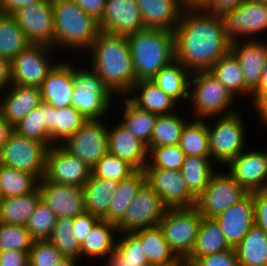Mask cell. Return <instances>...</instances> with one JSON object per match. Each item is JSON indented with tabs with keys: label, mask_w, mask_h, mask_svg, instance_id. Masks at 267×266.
Returning a JSON list of instances; mask_svg holds the SVG:
<instances>
[{
	"label": "cell",
	"mask_w": 267,
	"mask_h": 266,
	"mask_svg": "<svg viewBox=\"0 0 267 266\" xmlns=\"http://www.w3.org/2000/svg\"><path fill=\"white\" fill-rule=\"evenodd\" d=\"M220 14L189 3L174 30L175 59L191 73L209 71L230 51Z\"/></svg>",
	"instance_id": "1"
},
{
	"label": "cell",
	"mask_w": 267,
	"mask_h": 266,
	"mask_svg": "<svg viewBox=\"0 0 267 266\" xmlns=\"http://www.w3.org/2000/svg\"><path fill=\"white\" fill-rule=\"evenodd\" d=\"M91 68L113 94L127 97L137 82L127 36L100 32L89 49Z\"/></svg>",
	"instance_id": "2"
},
{
	"label": "cell",
	"mask_w": 267,
	"mask_h": 266,
	"mask_svg": "<svg viewBox=\"0 0 267 266\" xmlns=\"http://www.w3.org/2000/svg\"><path fill=\"white\" fill-rule=\"evenodd\" d=\"M136 80H151L175 59L174 31L144 28L128 35Z\"/></svg>",
	"instance_id": "3"
},
{
	"label": "cell",
	"mask_w": 267,
	"mask_h": 266,
	"mask_svg": "<svg viewBox=\"0 0 267 266\" xmlns=\"http://www.w3.org/2000/svg\"><path fill=\"white\" fill-rule=\"evenodd\" d=\"M51 2L54 14V51L64 47L68 50L72 48L89 51L101 32L99 22L84 12L73 0Z\"/></svg>",
	"instance_id": "4"
},
{
	"label": "cell",
	"mask_w": 267,
	"mask_h": 266,
	"mask_svg": "<svg viewBox=\"0 0 267 266\" xmlns=\"http://www.w3.org/2000/svg\"><path fill=\"white\" fill-rule=\"evenodd\" d=\"M191 78L192 89L189 90L188 100L192 101L196 119L227 116L237 112L230 107L235 97L209 71L194 72Z\"/></svg>",
	"instance_id": "5"
},
{
	"label": "cell",
	"mask_w": 267,
	"mask_h": 266,
	"mask_svg": "<svg viewBox=\"0 0 267 266\" xmlns=\"http://www.w3.org/2000/svg\"><path fill=\"white\" fill-rule=\"evenodd\" d=\"M73 77L71 106L87 120H100L108 114L114 94L104 85L97 73L92 68L87 70L73 66Z\"/></svg>",
	"instance_id": "6"
},
{
	"label": "cell",
	"mask_w": 267,
	"mask_h": 266,
	"mask_svg": "<svg viewBox=\"0 0 267 266\" xmlns=\"http://www.w3.org/2000/svg\"><path fill=\"white\" fill-rule=\"evenodd\" d=\"M202 216L195 206L167 209L159 227L170 249L183 262L192 252Z\"/></svg>",
	"instance_id": "7"
},
{
	"label": "cell",
	"mask_w": 267,
	"mask_h": 266,
	"mask_svg": "<svg viewBox=\"0 0 267 266\" xmlns=\"http://www.w3.org/2000/svg\"><path fill=\"white\" fill-rule=\"evenodd\" d=\"M240 115L239 112H235L219 116L213 126L207 123L212 162L216 160V163L227 165L245 150V125Z\"/></svg>",
	"instance_id": "8"
},
{
	"label": "cell",
	"mask_w": 267,
	"mask_h": 266,
	"mask_svg": "<svg viewBox=\"0 0 267 266\" xmlns=\"http://www.w3.org/2000/svg\"><path fill=\"white\" fill-rule=\"evenodd\" d=\"M47 150L43 143L13 131L0 150V164L33 174L40 180L45 174Z\"/></svg>",
	"instance_id": "9"
},
{
	"label": "cell",
	"mask_w": 267,
	"mask_h": 266,
	"mask_svg": "<svg viewBox=\"0 0 267 266\" xmlns=\"http://www.w3.org/2000/svg\"><path fill=\"white\" fill-rule=\"evenodd\" d=\"M52 50L53 48L48 45L33 43L22 49L10 61L11 84L40 87L57 64H52V60L49 59Z\"/></svg>",
	"instance_id": "10"
},
{
	"label": "cell",
	"mask_w": 267,
	"mask_h": 266,
	"mask_svg": "<svg viewBox=\"0 0 267 266\" xmlns=\"http://www.w3.org/2000/svg\"><path fill=\"white\" fill-rule=\"evenodd\" d=\"M167 209L161 197L144 183L128 206L123 219L116 225L118 233H134L159 226Z\"/></svg>",
	"instance_id": "11"
},
{
	"label": "cell",
	"mask_w": 267,
	"mask_h": 266,
	"mask_svg": "<svg viewBox=\"0 0 267 266\" xmlns=\"http://www.w3.org/2000/svg\"><path fill=\"white\" fill-rule=\"evenodd\" d=\"M247 194L248 192L229 173L221 174L217 171L197 197L195 207L202 217L215 218Z\"/></svg>",
	"instance_id": "12"
},
{
	"label": "cell",
	"mask_w": 267,
	"mask_h": 266,
	"mask_svg": "<svg viewBox=\"0 0 267 266\" xmlns=\"http://www.w3.org/2000/svg\"><path fill=\"white\" fill-rule=\"evenodd\" d=\"M220 16L224 33L231 42L242 40V36L243 40H253V35L267 29V4L260 0H245L235 9L224 11Z\"/></svg>",
	"instance_id": "13"
},
{
	"label": "cell",
	"mask_w": 267,
	"mask_h": 266,
	"mask_svg": "<svg viewBox=\"0 0 267 266\" xmlns=\"http://www.w3.org/2000/svg\"><path fill=\"white\" fill-rule=\"evenodd\" d=\"M60 145L92 169L108 152V127L102 120H87L74 135Z\"/></svg>",
	"instance_id": "14"
},
{
	"label": "cell",
	"mask_w": 267,
	"mask_h": 266,
	"mask_svg": "<svg viewBox=\"0 0 267 266\" xmlns=\"http://www.w3.org/2000/svg\"><path fill=\"white\" fill-rule=\"evenodd\" d=\"M145 183L162 199L168 208H187L196 205V197L189 191L181 170L143 168Z\"/></svg>",
	"instance_id": "15"
},
{
	"label": "cell",
	"mask_w": 267,
	"mask_h": 266,
	"mask_svg": "<svg viewBox=\"0 0 267 266\" xmlns=\"http://www.w3.org/2000/svg\"><path fill=\"white\" fill-rule=\"evenodd\" d=\"M91 176V169L79 157L61 145L51 146L46 152L44 178L56 184L81 187Z\"/></svg>",
	"instance_id": "16"
},
{
	"label": "cell",
	"mask_w": 267,
	"mask_h": 266,
	"mask_svg": "<svg viewBox=\"0 0 267 266\" xmlns=\"http://www.w3.org/2000/svg\"><path fill=\"white\" fill-rule=\"evenodd\" d=\"M11 16L30 43L54 48V14L51 0H40L31 6L22 7Z\"/></svg>",
	"instance_id": "17"
},
{
	"label": "cell",
	"mask_w": 267,
	"mask_h": 266,
	"mask_svg": "<svg viewBox=\"0 0 267 266\" xmlns=\"http://www.w3.org/2000/svg\"><path fill=\"white\" fill-rule=\"evenodd\" d=\"M102 32L128 36L144 29L135 0H106L102 18L98 21Z\"/></svg>",
	"instance_id": "18"
},
{
	"label": "cell",
	"mask_w": 267,
	"mask_h": 266,
	"mask_svg": "<svg viewBox=\"0 0 267 266\" xmlns=\"http://www.w3.org/2000/svg\"><path fill=\"white\" fill-rule=\"evenodd\" d=\"M38 188L41 201L55 213L57 218H75L86 212L81 187L56 184L43 177L39 180Z\"/></svg>",
	"instance_id": "19"
},
{
	"label": "cell",
	"mask_w": 267,
	"mask_h": 266,
	"mask_svg": "<svg viewBox=\"0 0 267 266\" xmlns=\"http://www.w3.org/2000/svg\"><path fill=\"white\" fill-rule=\"evenodd\" d=\"M227 165L228 173L248 193L267 188V150L242 151Z\"/></svg>",
	"instance_id": "20"
},
{
	"label": "cell",
	"mask_w": 267,
	"mask_h": 266,
	"mask_svg": "<svg viewBox=\"0 0 267 266\" xmlns=\"http://www.w3.org/2000/svg\"><path fill=\"white\" fill-rule=\"evenodd\" d=\"M266 43L258 38L231 42L230 51L240 64L245 85L252 92L259 86L263 69L267 63Z\"/></svg>",
	"instance_id": "21"
},
{
	"label": "cell",
	"mask_w": 267,
	"mask_h": 266,
	"mask_svg": "<svg viewBox=\"0 0 267 266\" xmlns=\"http://www.w3.org/2000/svg\"><path fill=\"white\" fill-rule=\"evenodd\" d=\"M228 244L235 248L255 225L254 200L248 193L242 200L215 217Z\"/></svg>",
	"instance_id": "22"
},
{
	"label": "cell",
	"mask_w": 267,
	"mask_h": 266,
	"mask_svg": "<svg viewBox=\"0 0 267 266\" xmlns=\"http://www.w3.org/2000/svg\"><path fill=\"white\" fill-rule=\"evenodd\" d=\"M62 62L58 61L39 87L42 102L56 109L71 106L74 91V63Z\"/></svg>",
	"instance_id": "23"
},
{
	"label": "cell",
	"mask_w": 267,
	"mask_h": 266,
	"mask_svg": "<svg viewBox=\"0 0 267 266\" xmlns=\"http://www.w3.org/2000/svg\"><path fill=\"white\" fill-rule=\"evenodd\" d=\"M144 28L174 31L189 2L187 0H135Z\"/></svg>",
	"instance_id": "24"
},
{
	"label": "cell",
	"mask_w": 267,
	"mask_h": 266,
	"mask_svg": "<svg viewBox=\"0 0 267 266\" xmlns=\"http://www.w3.org/2000/svg\"><path fill=\"white\" fill-rule=\"evenodd\" d=\"M11 87V88H10ZM0 99V111L6 121L14 127L34 108L42 103L39 87L11 84Z\"/></svg>",
	"instance_id": "25"
},
{
	"label": "cell",
	"mask_w": 267,
	"mask_h": 266,
	"mask_svg": "<svg viewBox=\"0 0 267 266\" xmlns=\"http://www.w3.org/2000/svg\"><path fill=\"white\" fill-rule=\"evenodd\" d=\"M112 128L108 129V152L127 161L136 170H143L149 159L147 145L120 123Z\"/></svg>",
	"instance_id": "26"
},
{
	"label": "cell",
	"mask_w": 267,
	"mask_h": 266,
	"mask_svg": "<svg viewBox=\"0 0 267 266\" xmlns=\"http://www.w3.org/2000/svg\"><path fill=\"white\" fill-rule=\"evenodd\" d=\"M127 95L133 105L157 115L169 114L172 109H177L178 103L151 80H138Z\"/></svg>",
	"instance_id": "27"
},
{
	"label": "cell",
	"mask_w": 267,
	"mask_h": 266,
	"mask_svg": "<svg viewBox=\"0 0 267 266\" xmlns=\"http://www.w3.org/2000/svg\"><path fill=\"white\" fill-rule=\"evenodd\" d=\"M46 117L47 130L51 135V146L60 145L69 136L74 135L87 121L72 106L56 109L47 104Z\"/></svg>",
	"instance_id": "28"
},
{
	"label": "cell",
	"mask_w": 267,
	"mask_h": 266,
	"mask_svg": "<svg viewBox=\"0 0 267 266\" xmlns=\"http://www.w3.org/2000/svg\"><path fill=\"white\" fill-rule=\"evenodd\" d=\"M192 73L178 60L174 59L164 66L151 81L177 103L189 99Z\"/></svg>",
	"instance_id": "29"
},
{
	"label": "cell",
	"mask_w": 267,
	"mask_h": 266,
	"mask_svg": "<svg viewBox=\"0 0 267 266\" xmlns=\"http://www.w3.org/2000/svg\"><path fill=\"white\" fill-rule=\"evenodd\" d=\"M117 187V181L96 178L91 175L82 186L85 211L103 219L108 212L112 195L116 192Z\"/></svg>",
	"instance_id": "30"
},
{
	"label": "cell",
	"mask_w": 267,
	"mask_h": 266,
	"mask_svg": "<svg viewBox=\"0 0 267 266\" xmlns=\"http://www.w3.org/2000/svg\"><path fill=\"white\" fill-rule=\"evenodd\" d=\"M117 232L118 228L115 224L100 219L80 246V257L105 258L108 256V260L116 248Z\"/></svg>",
	"instance_id": "31"
},
{
	"label": "cell",
	"mask_w": 267,
	"mask_h": 266,
	"mask_svg": "<svg viewBox=\"0 0 267 266\" xmlns=\"http://www.w3.org/2000/svg\"><path fill=\"white\" fill-rule=\"evenodd\" d=\"M233 249L227 242L215 218L202 217L195 245L187 258H201Z\"/></svg>",
	"instance_id": "32"
},
{
	"label": "cell",
	"mask_w": 267,
	"mask_h": 266,
	"mask_svg": "<svg viewBox=\"0 0 267 266\" xmlns=\"http://www.w3.org/2000/svg\"><path fill=\"white\" fill-rule=\"evenodd\" d=\"M40 201L39 188L27 195L3 198L0 201V222L26 226Z\"/></svg>",
	"instance_id": "33"
},
{
	"label": "cell",
	"mask_w": 267,
	"mask_h": 266,
	"mask_svg": "<svg viewBox=\"0 0 267 266\" xmlns=\"http://www.w3.org/2000/svg\"><path fill=\"white\" fill-rule=\"evenodd\" d=\"M209 72L235 97L251 95L253 92L245 85L240 64L234 54L229 51L222 56Z\"/></svg>",
	"instance_id": "34"
},
{
	"label": "cell",
	"mask_w": 267,
	"mask_h": 266,
	"mask_svg": "<svg viewBox=\"0 0 267 266\" xmlns=\"http://www.w3.org/2000/svg\"><path fill=\"white\" fill-rule=\"evenodd\" d=\"M134 234L144 243L149 264L183 265V262L170 249L159 226L145 228Z\"/></svg>",
	"instance_id": "35"
},
{
	"label": "cell",
	"mask_w": 267,
	"mask_h": 266,
	"mask_svg": "<svg viewBox=\"0 0 267 266\" xmlns=\"http://www.w3.org/2000/svg\"><path fill=\"white\" fill-rule=\"evenodd\" d=\"M234 250L239 266H267V234L256 224Z\"/></svg>",
	"instance_id": "36"
},
{
	"label": "cell",
	"mask_w": 267,
	"mask_h": 266,
	"mask_svg": "<svg viewBox=\"0 0 267 266\" xmlns=\"http://www.w3.org/2000/svg\"><path fill=\"white\" fill-rule=\"evenodd\" d=\"M144 183L145 174L143 170H137L129 178L118 182L117 190L112 195V202L103 220L117 225L123 219L128 206Z\"/></svg>",
	"instance_id": "37"
},
{
	"label": "cell",
	"mask_w": 267,
	"mask_h": 266,
	"mask_svg": "<svg viewBox=\"0 0 267 266\" xmlns=\"http://www.w3.org/2000/svg\"><path fill=\"white\" fill-rule=\"evenodd\" d=\"M120 234L121 238L116 240V248L110 254L107 265L146 266L149 264L144 250V243L134 233Z\"/></svg>",
	"instance_id": "38"
},
{
	"label": "cell",
	"mask_w": 267,
	"mask_h": 266,
	"mask_svg": "<svg viewBox=\"0 0 267 266\" xmlns=\"http://www.w3.org/2000/svg\"><path fill=\"white\" fill-rule=\"evenodd\" d=\"M207 121L195 118L184 125L179 146L186 156L210 157Z\"/></svg>",
	"instance_id": "39"
},
{
	"label": "cell",
	"mask_w": 267,
	"mask_h": 266,
	"mask_svg": "<svg viewBox=\"0 0 267 266\" xmlns=\"http://www.w3.org/2000/svg\"><path fill=\"white\" fill-rule=\"evenodd\" d=\"M211 157L185 156L181 168L189 191L197 198L215 173Z\"/></svg>",
	"instance_id": "40"
},
{
	"label": "cell",
	"mask_w": 267,
	"mask_h": 266,
	"mask_svg": "<svg viewBox=\"0 0 267 266\" xmlns=\"http://www.w3.org/2000/svg\"><path fill=\"white\" fill-rule=\"evenodd\" d=\"M123 100L125 104L124 119L120 121V124L133 136L148 145L152 138L158 115L139 109L133 105L127 97H124Z\"/></svg>",
	"instance_id": "41"
},
{
	"label": "cell",
	"mask_w": 267,
	"mask_h": 266,
	"mask_svg": "<svg viewBox=\"0 0 267 266\" xmlns=\"http://www.w3.org/2000/svg\"><path fill=\"white\" fill-rule=\"evenodd\" d=\"M29 44L16 20L11 15L0 13V57L11 61Z\"/></svg>",
	"instance_id": "42"
},
{
	"label": "cell",
	"mask_w": 267,
	"mask_h": 266,
	"mask_svg": "<svg viewBox=\"0 0 267 266\" xmlns=\"http://www.w3.org/2000/svg\"><path fill=\"white\" fill-rule=\"evenodd\" d=\"M39 179L30 173L0 164V187L3 198L30 194L38 188Z\"/></svg>",
	"instance_id": "43"
},
{
	"label": "cell",
	"mask_w": 267,
	"mask_h": 266,
	"mask_svg": "<svg viewBox=\"0 0 267 266\" xmlns=\"http://www.w3.org/2000/svg\"><path fill=\"white\" fill-rule=\"evenodd\" d=\"M174 112L157 116L152 138L147 147L171 146L180 142L186 120Z\"/></svg>",
	"instance_id": "44"
},
{
	"label": "cell",
	"mask_w": 267,
	"mask_h": 266,
	"mask_svg": "<svg viewBox=\"0 0 267 266\" xmlns=\"http://www.w3.org/2000/svg\"><path fill=\"white\" fill-rule=\"evenodd\" d=\"M47 103L42 102L40 106L30 111L13 130L26 138L43 143L48 149L51 147V135L47 130Z\"/></svg>",
	"instance_id": "45"
},
{
	"label": "cell",
	"mask_w": 267,
	"mask_h": 266,
	"mask_svg": "<svg viewBox=\"0 0 267 266\" xmlns=\"http://www.w3.org/2000/svg\"><path fill=\"white\" fill-rule=\"evenodd\" d=\"M47 240L65 257L80 259V245L73 231V218L58 217Z\"/></svg>",
	"instance_id": "46"
},
{
	"label": "cell",
	"mask_w": 267,
	"mask_h": 266,
	"mask_svg": "<svg viewBox=\"0 0 267 266\" xmlns=\"http://www.w3.org/2000/svg\"><path fill=\"white\" fill-rule=\"evenodd\" d=\"M137 170L117 156L107 152L91 169V175L96 178L121 180L129 178Z\"/></svg>",
	"instance_id": "47"
},
{
	"label": "cell",
	"mask_w": 267,
	"mask_h": 266,
	"mask_svg": "<svg viewBox=\"0 0 267 266\" xmlns=\"http://www.w3.org/2000/svg\"><path fill=\"white\" fill-rule=\"evenodd\" d=\"M148 159L144 168H161L166 170H181L185 153L179 144L171 146L147 147ZM152 160V161H150Z\"/></svg>",
	"instance_id": "48"
},
{
	"label": "cell",
	"mask_w": 267,
	"mask_h": 266,
	"mask_svg": "<svg viewBox=\"0 0 267 266\" xmlns=\"http://www.w3.org/2000/svg\"><path fill=\"white\" fill-rule=\"evenodd\" d=\"M56 220L55 213L40 201L25 227L34 240H47L54 229Z\"/></svg>",
	"instance_id": "49"
},
{
	"label": "cell",
	"mask_w": 267,
	"mask_h": 266,
	"mask_svg": "<svg viewBox=\"0 0 267 266\" xmlns=\"http://www.w3.org/2000/svg\"><path fill=\"white\" fill-rule=\"evenodd\" d=\"M33 241L25 226L0 222V251H29Z\"/></svg>",
	"instance_id": "50"
},
{
	"label": "cell",
	"mask_w": 267,
	"mask_h": 266,
	"mask_svg": "<svg viewBox=\"0 0 267 266\" xmlns=\"http://www.w3.org/2000/svg\"><path fill=\"white\" fill-rule=\"evenodd\" d=\"M65 256L48 240H34L28 251V266H55Z\"/></svg>",
	"instance_id": "51"
},
{
	"label": "cell",
	"mask_w": 267,
	"mask_h": 266,
	"mask_svg": "<svg viewBox=\"0 0 267 266\" xmlns=\"http://www.w3.org/2000/svg\"><path fill=\"white\" fill-rule=\"evenodd\" d=\"M183 266H239L234 248L201 258H186Z\"/></svg>",
	"instance_id": "52"
},
{
	"label": "cell",
	"mask_w": 267,
	"mask_h": 266,
	"mask_svg": "<svg viewBox=\"0 0 267 266\" xmlns=\"http://www.w3.org/2000/svg\"><path fill=\"white\" fill-rule=\"evenodd\" d=\"M99 220V217L87 212L73 218V231L80 246Z\"/></svg>",
	"instance_id": "53"
},
{
	"label": "cell",
	"mask_w": 267,
	"mask_h": 266,
	"mask_svg": "<svg viewBox=\"0 0 267 266\" xmlns=\"http://www.w3.org/2000/svg\"><path fill=\"white\" fill-rule=\"evenodd\" d=\"M255 224L267 234V188L252 192Z\"/></svg>",
	"instance_id": "54"
},
{
	"label": "cell",
	"mask_w": 267,
	"mask_h": 266,
	"mask_svg": "<svg viewBox=\"0 0 267 266\" xmlns=\"http://www.w3.org/2000/svg\"><path fill=\"white\" fill-rule=\"evenodd\" d=\"M245 0H198L196 4L209 13L221 14L224 11L235 9Z\"/></svg>",
	"instance_id": "55"
},
{
	"label": "cell",
	"mask_w": 267,
	"mask_h": 266,
	"mask_svg": "<svg viewBox=\"0 0 267 266\" xmlns=\"http://www.w3.org/2000/svg\"><path fill=\"white\" fill-rule=\"evenodd\" d=\"M0 266H28V251H0Z\"/></svg>",
	"instance_id": "56"
},
{
	"label": "cell",
	"mask_w": 267,
	"mask_h": 266,
	"mask_svg": "<svg viewBox=\"0 0 267 266\" xmlns=\"http://www.w3.org/2000/svg\"><path fill=\"white\" fill-rule=\"evenodd\" d=\"M84 12L97 21L102 18L106 0H73Z\"/></svg>",
	"instance_id": "57"
},
{
	"label": "cell",
	"mask_w": 267,
	"mask_h": 266,
	"mask_svg": "<svg viewBox=\"0 0 267 266\" xmlns=\"http://www.w3.org/2000/svg\"><path fill=\"white\" fill-rule=\"evenodd\" d=\"M40 0H0V13L4 15H11L16 10L22 7H28Z\"/></svg>",
	"instance_id": "58"
},
{
	"label": "cell",
	"mask_w": 267,
	"mask_h": 266,
	"mask_svg": "<svg viewBox=\"0 0 267 266\" xmlns=\"http://www.w3.org/2000/svg\"><path fill=\"white\" fill-rule=\"evenodd\" d=\"M11 85L10 61L0 57V90L7 89Z\"/></svg>",
	"instance_id": "59"
},
{
	"label": "cell",
	"mask_w": 267,
	"mask_h": 266,
	"mask_svg": "<svg viewBox=\"0 0 267 266\" xmlns=\"http://www.w3.org/2000/svg\"><path fill=\"white\" fill-rule=\"evenodd\" d=\"M266 92H267V63L263 69L259 86L253 91V94L249 96L252 97L251 99H253L252 105H254Z\"/></svg>",
	"instance_id": "60"
},
{
	"label": "cell",
	"mask_w": 267,
	"mask_h": 266,
	"mask_svg": "<svg viewBox=\"0 0 267 266\" xmlns=\"http://www.w3.org/2000/svg\"><path fill=\"white\" fill-rule=\"evenodd\" d=\"M13 127L6 121L0 111V150L13 132Z\"/></svg>",
	"instance_id": "61"
},
{
	"label": "cell",
	"mask_w": 267,
	"mask_h": 266,
	"mask_svg": "<svg viewBox=\"0 0 267 266\" xmlns=\"http://www.w3.org/2000/svg\"><path fill=\"white\" fill-rule=\"evenodd\" d=\"M253 106L258 113L259 119L267 128V92Z\"/></svg>",
	"instance_id": "62"
},
{
	"label": "cell",
	"mask_w": 267,
	"mask_h": 266,
	"mask_svg": "<svg viewBox=\"0 0 267 266\" xmlns=\"http://www.w3.org/2000/svg\"><path fill=\"white\" fill-rule=\"evenodd\" d=\"M79 259L72 258V257H65L63 258L58 264L55 266H77V262Z\"/></svg>",
	"instance_id": "63"
},
{
	"label": "cell",
	"mask_w": 267,
	"mask_h": 266,
	"mask_svg": "<svg viewBox=\"0 0 267 266\" xmlns=\"http://www.w3.org/2000/svg\"><path fill=\"white\" fill-rule=\"evenodd\" d=\"M146 266H183V265L147 264Z\"/></svg>",
	"instance_id": "64"
},
{
	"label": "cell",
	"mask_w": 267,
	"mask_h": 266,
	"mask_svg": "<svg viewBox=\"0 0 267 266\" xmlns=\"http://www.w3.org/2000/svg\"><path fill=\"white\" fill-rule=\"evenodd\" d=\"M189 3H196L198 0H187Z\"/></svg>",
	"instance_id": "65"
},
{
	"label": "cell",
	"mask_w": 267,
	"mask_h": 266,
	"mask_svg": "<svg viewBox=\"0 0 267 266\" xmlns=\"http://www.w3.org/2000/svg\"><path fill=\"white\" fill-rule=\"evenodd\" d=\"M3 199V195H2V191H1V187H0V201Z\"/></svg>",
	"instance_id": "66"
},
{
	"label": "cell",
	"mask_w": 267,
	"mask_h": 266,
	"mask_svg": "<svg viewBox=\"0 0 267 266\" xmlns=\"http://www.w3.org/2000/svg\"><path fill=\"white\" fill-rule=\"evenodd\" d=\"M260 1L264 2L265 4H267V0H260Z\"/></svg>",
	"instance_id": "67"
}]
</instances>
